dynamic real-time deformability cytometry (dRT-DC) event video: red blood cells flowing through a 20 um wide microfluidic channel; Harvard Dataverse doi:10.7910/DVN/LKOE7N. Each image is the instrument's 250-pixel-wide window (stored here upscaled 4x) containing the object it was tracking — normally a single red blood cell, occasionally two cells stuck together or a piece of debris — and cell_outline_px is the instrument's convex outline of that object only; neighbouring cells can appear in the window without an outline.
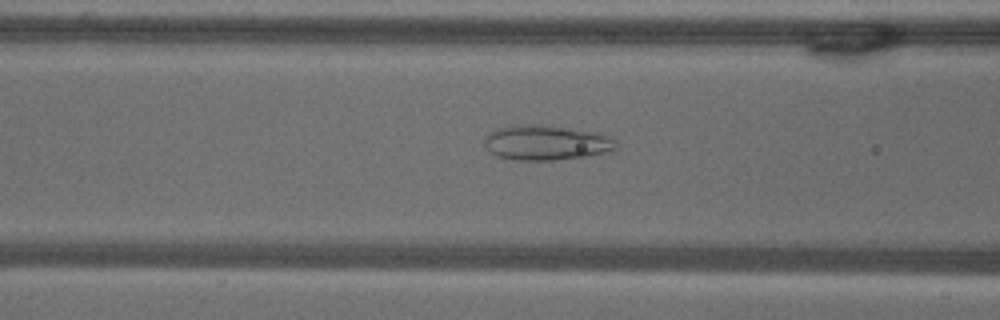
{"species": "common noctule bat (a hibernating species)", "species_latin": "Nyctalus noctula", "temperature_condition": "warm", "stored_images_in_passage": 52, "camera_frame_rate_fps": 3000, "um_per_image_px": 0.085, "animal": {"sex": "male", "body_mass_g": 18.8}, "frame": {"image": 1, "passage_image": 20, "time_ms": 6.333, "image_size_px": [1000, 320], "cell_outline_px": [[616, 148], [608, 152], [584, 156], [552, 160], [516, 160], [496, 156], [484, 144], [484, 136], [500, 128], [528, 124], [536, 124], [600, 132], [616, 140]], "centroid_in_image_um": [46.45, 12.13], "position_along_channel_um": 120.1, "area_um2": 26.53}}
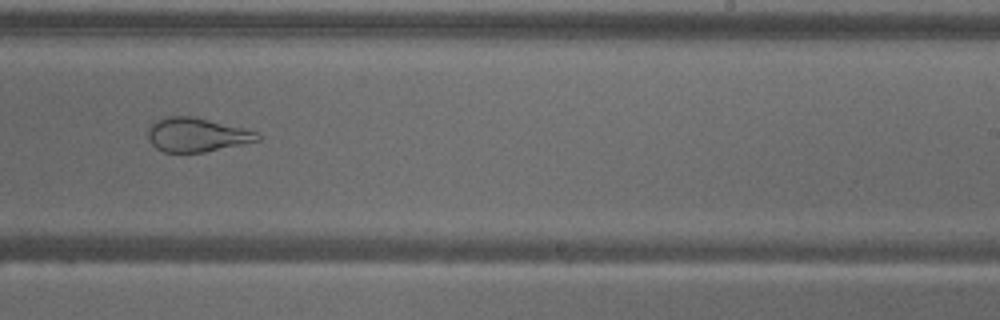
{"frame": {"image": 2, "passage_image": 32, "time_ms": 10.333, "image_size_px": [1000, 320], "cell_outline_px": [[264, 136], [260, 140], [204, 152], [164, 152], [156, 148], [148, 140], [148, 128], [156, 120], [168, 116], [192, 116], [244, 128], [256, 132]], "centroid_in_image_um": [16.72, 11.46], "position_along_channel_um": 272.3, "area_um2": 21.62}}
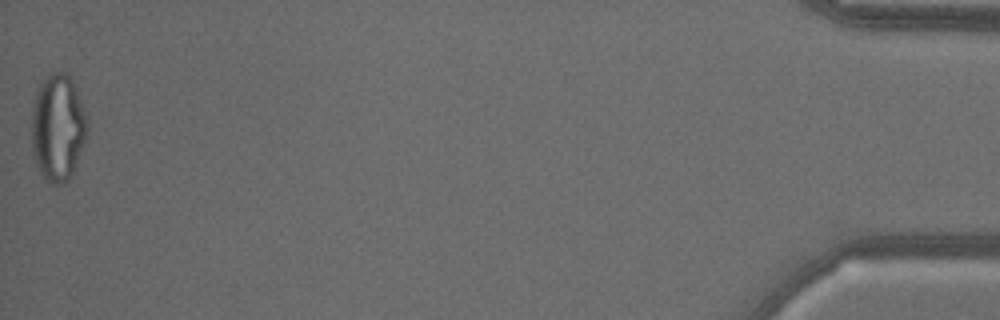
{"frame": {"image": 3, "passage_image": 52, "time_ms": 17.0, "image_size_px": [1000, 320], "cell_outline_px": [[88, 136], [72, 172], [68, 180], [60, 184], [52, 184], [44, 180], [36, 164], [32, 148], [32, 108], [36, 92], [40, 84], [52, 72], [68, 72], [88, 112]], "centroid_in_image_um": [4.95, 10.83], "position_along_channel_um": 430.3, "area_um2": 35.2}}